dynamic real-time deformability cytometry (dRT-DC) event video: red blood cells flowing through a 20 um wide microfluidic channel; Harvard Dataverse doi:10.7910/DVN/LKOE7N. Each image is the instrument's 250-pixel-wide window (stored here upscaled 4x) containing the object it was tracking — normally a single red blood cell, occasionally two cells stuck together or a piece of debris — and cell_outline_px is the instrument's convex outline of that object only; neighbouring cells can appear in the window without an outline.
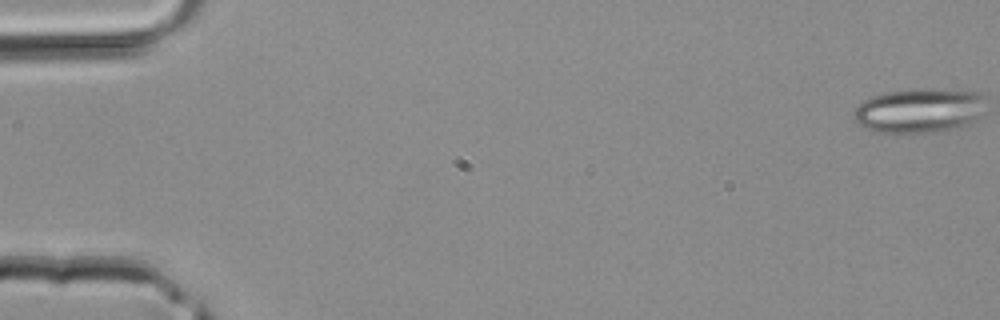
{"species": "common noctule bat (a hibernating species)", "species_latin": "Nyctalus noctula", "temperature_condition": "room temperature", "stored_images_in_passage": 43, "camera_frame_rate_fps": 3000, "um_per_image_px": 0.085, "animal": {"sex": "male", "body_mass_g": 20.4}, "frame": {"image": 1, "passage_image": 1, "time_ms": 0.0, "image_size_px": [1000, 320], "cell_outline_px": [[984, 96], [976, 124], [956, 128], [932, 132], [872, 132], [856, 124], [852, 120], [852, 116], [856, 108], [864, 100], [872, 96], [888, 92], [912, 88], [924, 88], [984, 92]], "centroid_in_image_um": [78.11, 9.39], "position_along_channel_um": 6.9, "area_um2": 34.62}}
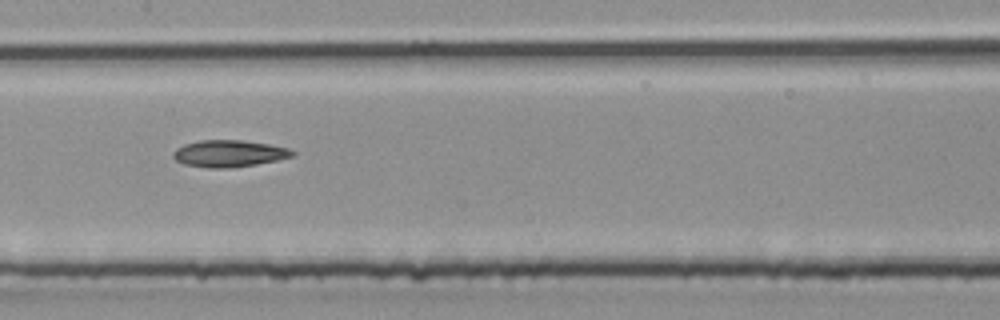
{"frame": {"image": 2, "passage_image": 22, "time_ms": 7.0, "image_size_px": [1000, 320], "cell_outline_px": [[296, 156], [256, 164], [228, 168], [208, 168], [184, 164], [176, 160], [172, 156], [172, 152], [176, 148], [184, 144], [200, 140], [244, 140], [268, 144], [288, 148], [296, 152]], "centroid_in_image_um": [19.46, 13.04], "position_along_channel_um": 187.9, "area_um2": 18.73}}
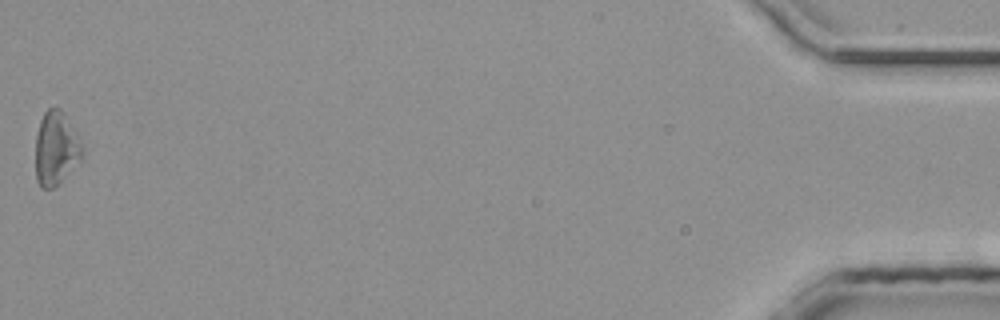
{"frame": {"image": 3, "passage_image": 43, "time_ms": 14.0, "image_size_px": [1000, 320], "cell_outline_px": [[84, 156], [52, 188], [40, 188], [36, 180], [36, 136], [40, 120], [44, 112], [52, 104], [56, 104], [64, 112], [84, 144]], "centroid_in_image_um": [4.77, 12.53], "position_along_channel_um": 430.4, "area_um2": 20.35}}